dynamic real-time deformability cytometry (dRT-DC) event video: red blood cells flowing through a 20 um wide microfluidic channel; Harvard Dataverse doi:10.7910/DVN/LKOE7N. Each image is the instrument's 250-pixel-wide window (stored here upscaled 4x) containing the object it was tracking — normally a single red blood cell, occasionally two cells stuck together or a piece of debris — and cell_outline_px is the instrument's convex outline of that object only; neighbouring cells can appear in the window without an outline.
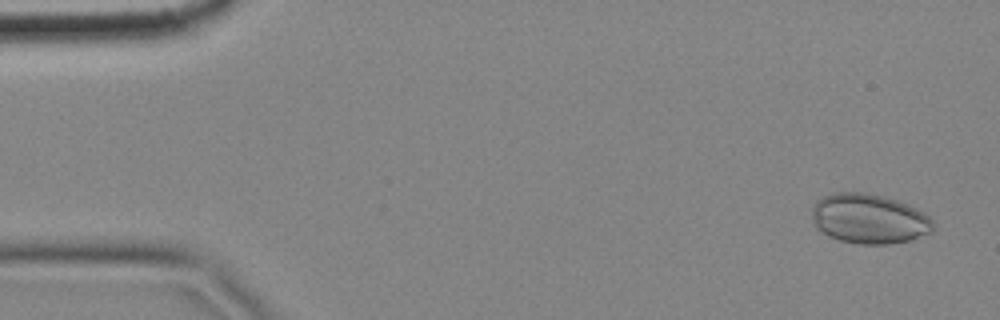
{"species": "common noctule bat (a hibernating species)", "species_latin": "Nyctalus noctula", "temperature_condition": "cold", "stored_images_in_passage": 4, "camera_frame_rate_fps": 3000, "um_per_image_px": 0.085, "animal": {"sex": "female", "body_mass_g": 18.4}, "frame": {"image": 1, "passage_image": 1, "time_ms": 0.0, "image_size_px": [1000, 320], "cell_outline_px": [[932, 232], [908, 240], [888, 244], [856, 244], [840, 240], [828, 236], [816, 228], [812, 220], [812, 208], [816, 200], [832, 192], [868, 192], [896, 200], [908, 204], [924, 212], [932, 220]], "centroid_in_image_um": [73.83, 18.58], "position_along_channel_um": 11.2, "area_um2": 35.32}}